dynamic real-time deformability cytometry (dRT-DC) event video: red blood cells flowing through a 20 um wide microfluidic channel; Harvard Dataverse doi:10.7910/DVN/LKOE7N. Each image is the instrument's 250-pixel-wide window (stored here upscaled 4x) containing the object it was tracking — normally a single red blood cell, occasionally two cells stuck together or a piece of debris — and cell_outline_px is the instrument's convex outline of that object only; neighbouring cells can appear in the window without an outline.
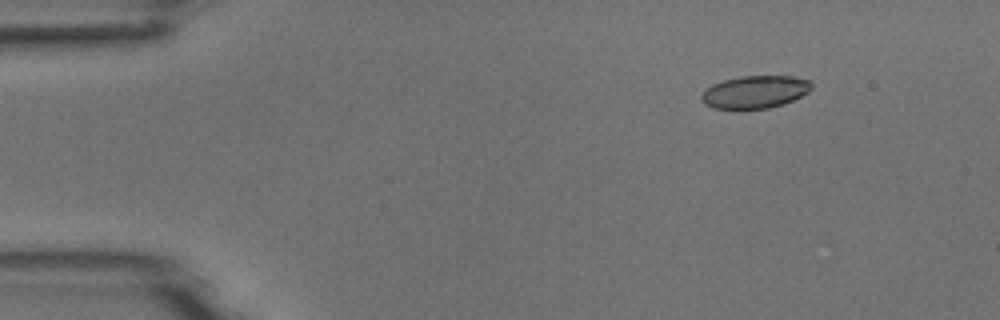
{"species": "common noctule bat (a hibernating species)", "species_latin": "Nyctalus noctula", "temperature_condition": "room temperature", "stored_images_in_passage": 4, "camera_frame_rate_fps": 3000, "um_per_image_px": 0.085, "animal": {"sex": "male", "body_mass_g": 18.8}, "frame": {"image": 1, "passage_image": 2, "time_ms": 1.333, "image_size_px": [1000, 320], "cell_outline_px": [[812, 88], [808, 92], [784, 104], [768, 108], [712, 108], [704, 104], [700, 100], [700, 96], [712, 84], [724, 80], [740, 76], [792, 76], [812, 80]], "centroid_in_image_um": [64.19, 7.8], "position_along_channel_um": 20.8, "area_um2": 20.87}}